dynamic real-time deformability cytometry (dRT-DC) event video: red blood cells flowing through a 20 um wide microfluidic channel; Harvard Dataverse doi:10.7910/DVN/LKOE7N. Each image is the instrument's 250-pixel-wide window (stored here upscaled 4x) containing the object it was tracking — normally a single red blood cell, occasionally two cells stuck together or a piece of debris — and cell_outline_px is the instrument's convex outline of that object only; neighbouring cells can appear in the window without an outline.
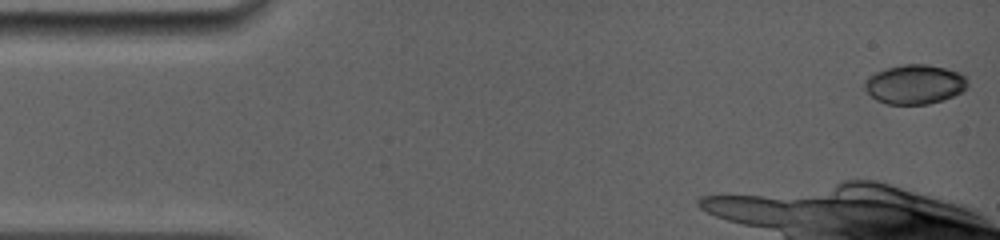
{"species": "common noctule bat (a hibernating species)", "species_latin": "Nyctalus noctula", "temperature_condition": "room temperature", "stored_images_in_passage": 14, "camera_frame_rate_fps": 5000, "um_per_image_px": 0.085, "animal": {"sex": "female", "body_mass_g": 19.0, "forearm_length_mm": 56.7}, "frame": {"image": 1, "passage_image": 1, "time_ms": 0.0, "image_size_px": [1000, 240], "cell_outline_px": [[968, 88], [964, 92], [944, 100], [928, 104], [888, 104], [876, 100], [864, 88], [864, 80], [868, 76], [876, 72], [888, 68], [904, 64], [928, 64], [960, 72], [968, 80]], "centroid_in_image_um": [77.79, 7.17], "position_along_channel_um": 7.2, "area_um2": 23.87}}
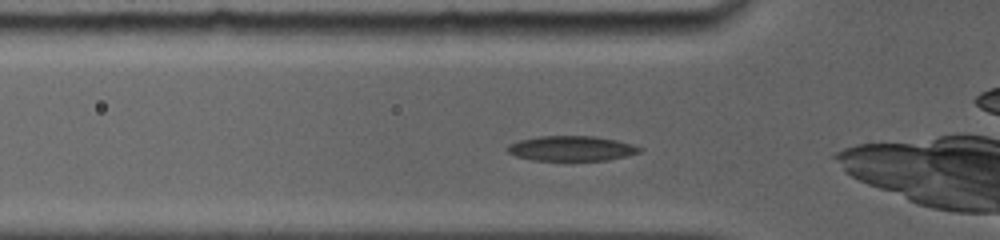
{"frame": {"image": 2, "passage_image": 9, "time_ms": 3.4, "image_size_px": [1000, 240], "cell_outline_px": [[644, 148], [640, 152], [608, 160], [532, 160], [516, 156], [508, 152], [504, 148], [508, 144], [520, 140], [540, 136], [596, 136], [616, 140], [632, 144]], "centroid_in_image_um": [48.55, 12.61], "position_along_channel_um": 77.2, "area_um2": 19.25}}